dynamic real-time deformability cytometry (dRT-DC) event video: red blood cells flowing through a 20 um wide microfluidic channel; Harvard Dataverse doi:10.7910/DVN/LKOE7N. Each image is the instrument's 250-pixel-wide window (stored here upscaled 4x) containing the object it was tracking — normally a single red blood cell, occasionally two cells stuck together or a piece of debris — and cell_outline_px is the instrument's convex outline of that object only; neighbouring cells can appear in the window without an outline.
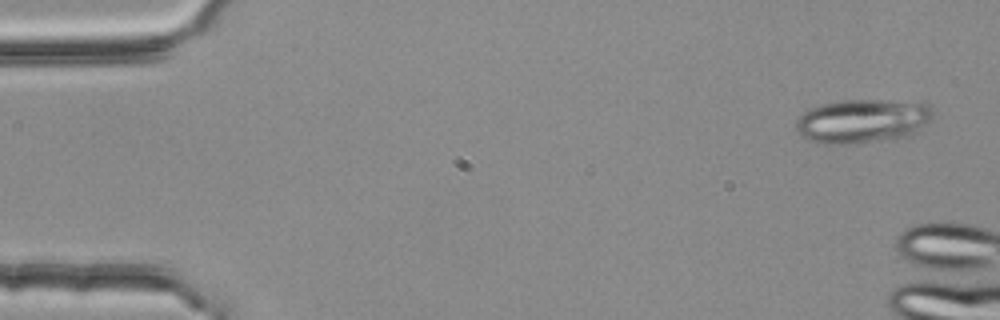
{"species": "common noctule bat (a hibernating species)", "species_latin": "Nyctalus noctula", "temperature_condition": "room temperature", "stored_images_in_passage": 2, "camera_frame_rate_fps": 3000, "um_per_image_px": 0.085, "animal": {"sex": "female", "body_mass_g": 25.1}, "frame": {"image": 1, "passage_image": 2, "time_ms": 0.333, "image_size_px": [1000, 320], "cell_outline_px": [[936, 112], [924, 124], [912, 132], [904, 136], [888, 140], [844, 144], [828, 144], [812, 140], [800, 136], [796, 128], [796, 120], [804, 112], [820, 104], [844, 100], [924, 100], [932, 104]], "centroid_in_image_um": [73.37, 10.24], "position_along_channel_um": 11.6, "area_um2": 35.32}}